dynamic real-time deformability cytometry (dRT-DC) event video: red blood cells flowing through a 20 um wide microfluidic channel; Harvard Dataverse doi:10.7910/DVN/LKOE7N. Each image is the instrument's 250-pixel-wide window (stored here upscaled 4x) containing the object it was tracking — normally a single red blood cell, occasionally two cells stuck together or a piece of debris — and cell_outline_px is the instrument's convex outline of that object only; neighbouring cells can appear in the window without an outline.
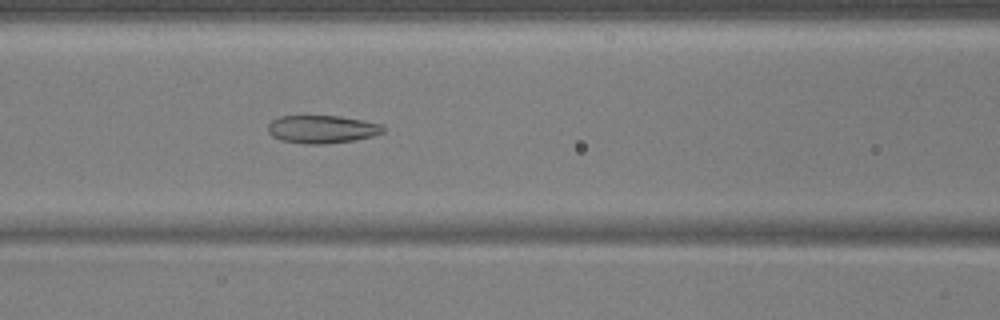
{"species": "common noctule bat (a hibernating species)", "species_latin": "Nyctalus noctula", "temperature_condition": "warm", "stored_images_in_passage": 53, "segment_of_instrument_passage": [1, 2], "camera_frame_rate_fps": 3000, "um_per_image_px": 0.085, "animal": {"sex": "male", "body_mass_g": 17.9, "forearm_length_mm": 54.2}, "frame": {"image": 1, "passage_image": 21, "time_ms": 6.667, "image_size_px": [1000, 320], "cell_outline_px": [[384, 132], [372, 136], [352, 140], [324, 144], [304, 144], [280, 140], [272, 136], [268, 132], [268, 124], [272, 120], [280, 116], [340, 116], [364, 120], [380, 124], [384, 128]], "centroid_in_image_um": [27.34, 10.98], "position_along_channel_um": 139.3, "area_um2": 18.73}}
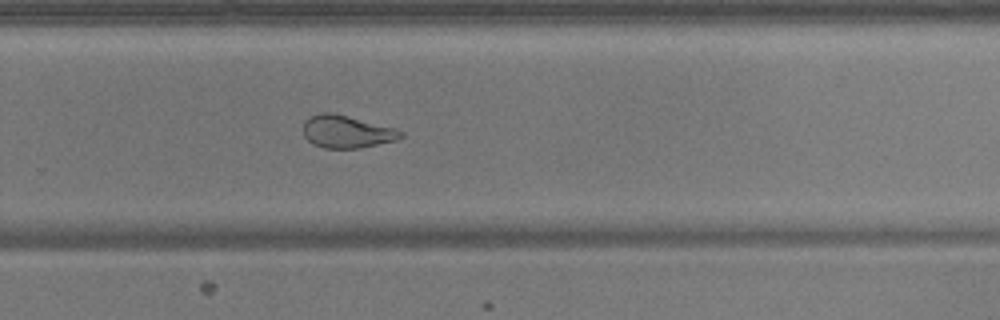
{"frame": {"image": 2, "passage_image": 34, "time_ms": 11.0, "image_size_px": [1000, 320], "cell_outline_px": [[404, 136], [396, 140], [360, 148], [324, 148], [312, 144], [304, 136], [304, 120], [308, 116], [320, 112], [328, 112], [392, 128], [404, 132]], "centroid_in_image_um": [29.41, 11.21], "position_along_channel_um": 300.4, "area_um2": 18.15}}
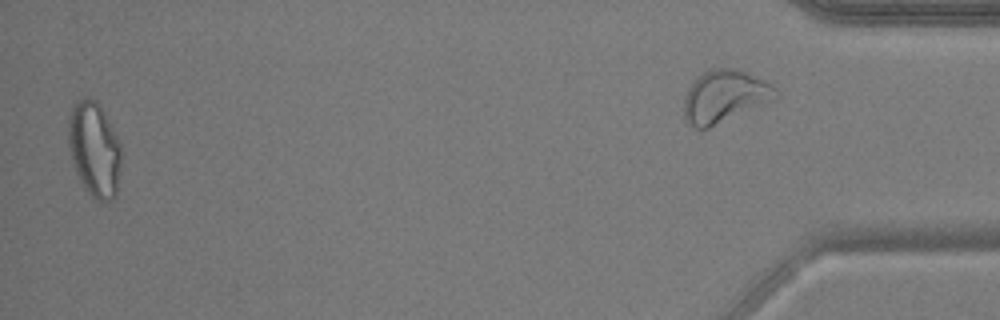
{"frame": {"image": 3, "passage_image": 51, "time_ms": 16.667, "image_size_px": [1000, 320], "cell_outline_px": [[120, 168], [116, 196], [112, 200], [96, 200], [84, 188], [72, 164], [68, 140], [68, 120], [72, 104], [84, 96], [88, 96], [96, 100], [104, 112], [120, 144]], "centroid_in_image_um": [7.99, 12.67], "position_along_channel_um": 427.2, "area_um2": 29.3}}